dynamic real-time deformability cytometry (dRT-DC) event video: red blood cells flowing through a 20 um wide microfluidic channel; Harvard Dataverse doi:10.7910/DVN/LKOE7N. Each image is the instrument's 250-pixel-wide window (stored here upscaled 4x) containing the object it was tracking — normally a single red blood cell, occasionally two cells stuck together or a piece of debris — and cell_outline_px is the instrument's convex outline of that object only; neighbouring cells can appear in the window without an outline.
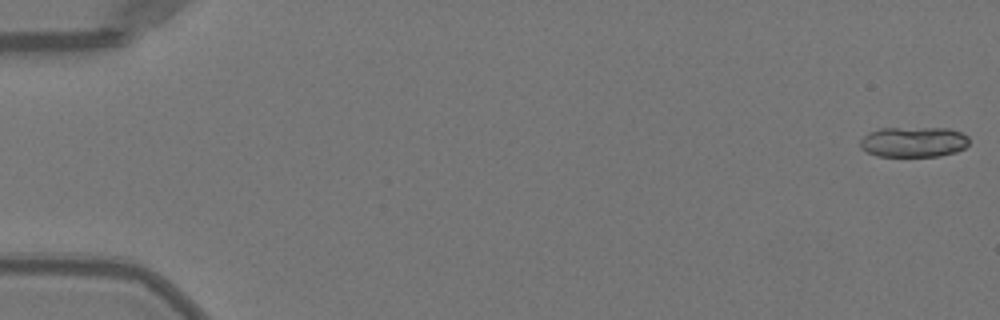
{"species": "Egyptian fruit bat (a non-hibernating species)", "species_latin": "Rousettus aegyptiacus", "temperature_condition": "warm", "stored_images_in_passage": 51, "camera_frame_rate_fps": 3000, "um_per_image_px": 0.085, "animal": {"sex": "female"}, "frame": {"image": 1, "passage_image": 1, "time_ms": 0.0, "image_size_px": [1000, 320], "cell_outline_px": [[968, 144], [964, 148], [956, 152], [940, 156], [876, 156], [860, 148], [860, 140], [868, 132], [880, 128], [948, 128], [960, 132], [968, 136]], "centroid_in_image_um": [77.64, 12.06], "position_along_channel_um": 7.4, "area_um2": 19.36}}
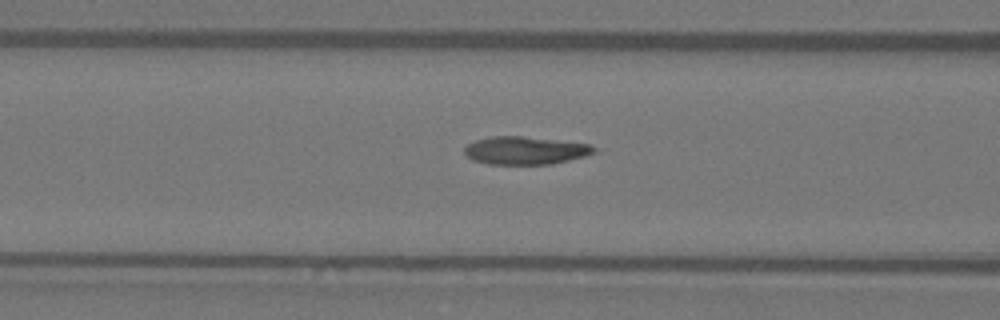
{"frame": {"image": 2, "passage_image": 21, "time_ms": 6.667, "image_size_px": [1000, 320], "cell_outline_px": [[596, 152], [584, 156], [552, 164], [488, 164], [472, 160], [464, 152], [464, 148], [468, 144], [476, 140], [492, 136], [520, 136], [588, 144], [596, 148]], "centroid_in_image_um": [44.61, 12.8], "position_along_channel_um": 122.0, "area_um2": 20.81}}
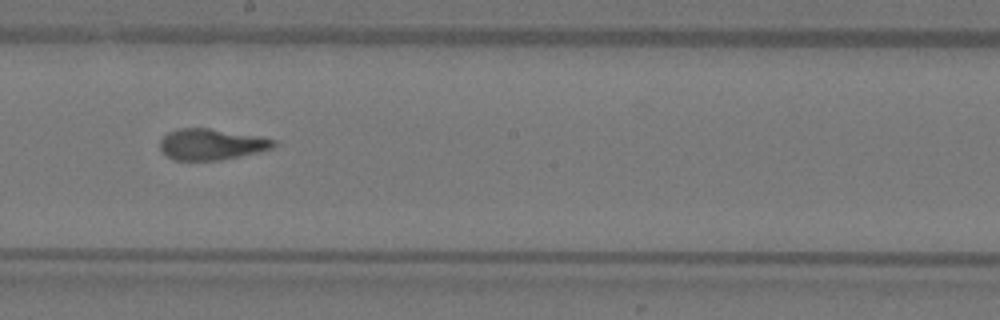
{"frame": {"image": 3, "passage_image": 29, "time_ms": 9.333, "image_size_px": [1000, 320], "cell_outline_px": [[280, 140], [272, 148], [240, 156], [220, 160], [176, 160], [168, 156], [160, 148], [160, 140], [168, 132], [176, 128], [208, 128], [260, 136]], "centroid_in_image_um": [17.99, 12.25], "position_along_channel_um": 230.2, "area_um2": 20.58}, "authors_computed_cell_mechanics": {"area_um2": 20.808, "velocity_mm_per_s": 4.0639, "shape_relaxation_time_tau1_ms": 7.5579, "shape_relaxation_time_tau2_ms": 2.2273, "deformation_change_tau1": 0.2577, "deformation_change_tau2": 0.0763}}